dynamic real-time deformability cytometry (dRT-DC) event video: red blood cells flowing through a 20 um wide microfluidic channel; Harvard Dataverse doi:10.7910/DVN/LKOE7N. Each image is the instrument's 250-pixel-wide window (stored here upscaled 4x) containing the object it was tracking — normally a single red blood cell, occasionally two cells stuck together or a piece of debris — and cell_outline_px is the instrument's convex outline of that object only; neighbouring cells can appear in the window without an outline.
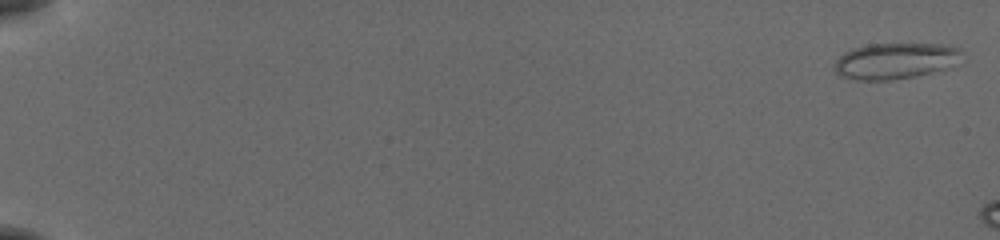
{"species": "common noctule bat (a hibernating species)", "species_latin": "Nyctalus noctula", "temperature_condition": "cold", "stored_images_in_passage": 8, "camera_frame_rate_fps": 3000, "um_per_image_px": 0.085, "animal": {"sex": "female", "body_mass_g": 19.5, "forearm_length_mm": 54.1}, "frame": {"image": 1, "passage_image": 2, "time_ms": 0.333, "image_size_px": [1000, 240], "cell_outline_px": [[964, 52], [940, 68], [928, 72], [912, 76], [888, 80], [856, 80], [840, 76], [832, 68], [836, 60], [844, 52], [852, 48], [868, 44], [944, 44], [960, 48]], "centroid_in_image_um": [75.93, 5.15], "position_along_channel_um": 9.1, "area_um2": 26.01}}